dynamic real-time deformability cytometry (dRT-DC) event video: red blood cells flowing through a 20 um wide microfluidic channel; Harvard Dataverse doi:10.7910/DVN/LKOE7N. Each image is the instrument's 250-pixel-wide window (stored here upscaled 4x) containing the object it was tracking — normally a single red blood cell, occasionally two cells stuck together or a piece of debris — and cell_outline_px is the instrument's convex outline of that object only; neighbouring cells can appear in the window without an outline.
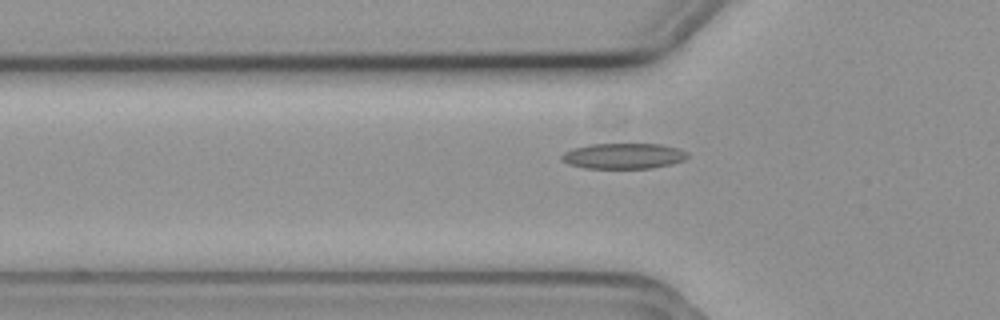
{"species": "common noctule bat (a hibernating species)", "species_latin": "Nyctalus noctula", "temperature_condition": "cold", "stored_images_in_passage": 58, "camera_frame_rate_fps": 3000, "um_per_image_px": 0.085, "animal": {"sex": "female", "body_mass_g": 19.3, "forearm_length_mm": 54.1}, "frame": {"image": 1, "passage_image": 19, "time_ms": 6.0, "image_size_px": [1000, 320], "cell_outline_px": [[688, 156], [684, 160], [672, 164], [652, 168], [584, 168], [568, 164], [560, 160], [560, 156], [564, 152], [572, 148], [588, 144], [660, 144], [680, 148], [688, 152]], "centroid_in_image_um": [52.98, 13.25], "position_along_channel_um": 72.8, "area_um2": 19.02}}
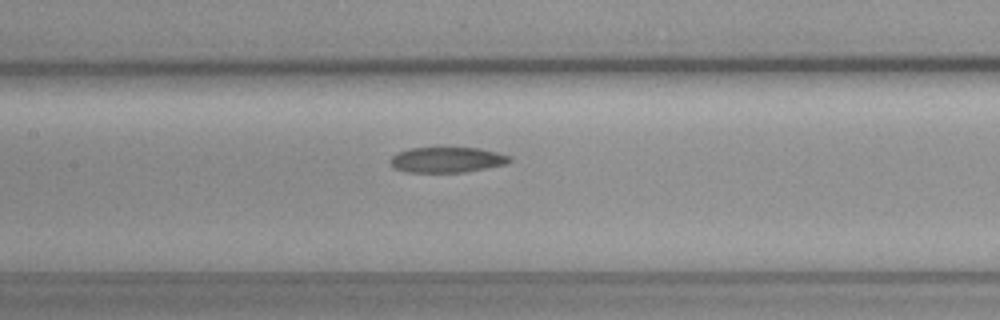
{"frame": {"image": 2, "passage_image": 27, "time_ms": 8.667, "image_size_px": [1000, 320], "cell_outline_px": [[512, 160], [508, 164], [464, 172], [408, 172], [396, 168], [388, 160], [396, 152], [408, 148], [440, 144], [480, 148], [512, 156]], "centroid_in_image_um": [38.0, 13.51], "position_along_channel_um": 169.4, "area_um2": 18.79}}
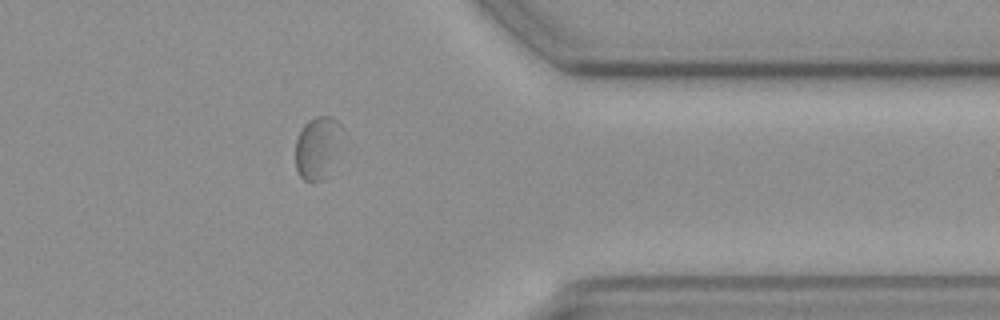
{"frame": {"image": 3, "passage_image": 46, "time_ms": 15.0, "image_size_px": [1000, 320], "cell_outline_px": [[344, 128], [320, 180], [304, 180], [300, 176], [296, 168], [296, 140], [304, 124], [308, 120], [316, 116], [328, 116], [336, 120]], "centroid_in_image_um": [26.9, 12.43], "position_along_channel_um": 384.5, "area_um2": 15.61}}